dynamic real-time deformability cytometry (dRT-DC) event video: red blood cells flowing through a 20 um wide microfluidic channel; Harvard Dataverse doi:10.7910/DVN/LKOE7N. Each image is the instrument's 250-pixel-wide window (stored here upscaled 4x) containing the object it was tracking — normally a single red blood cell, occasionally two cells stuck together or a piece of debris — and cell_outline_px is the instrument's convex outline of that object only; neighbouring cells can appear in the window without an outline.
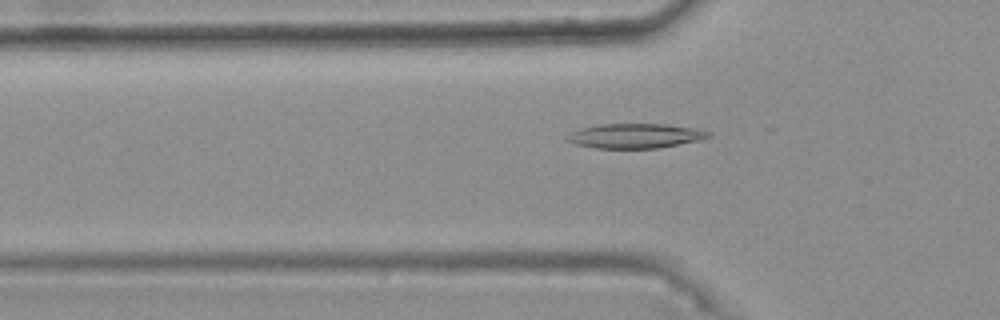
{"species": "common noctule bat (a hibernating species)", "species_latin": "Nyctalus noctula", "temperature_condition": "warm", "stored_images_in_passage": 29, "camera_frame_rate_fps": 3000, "um_per_image_px": 0.085, "animal": {"sex": "female", "body_mass_g": 25.1}, "frame": {"image": 1, "passage_image": 18, "time_ms": 5.667, "image_size_px": [1000, 320], "cell_outline_px": [[712, 136], [700, 140], [660, 148], [596, 148], [576, 144], [564, 140], [572, 132], [580, 128], [600, 124], [668, 124], [700, 128], [712, 132]], "centroid_in_image_um": [54.07, 11.54], "position_along_channel_um": 71.7, "area_um2": 20.52}}
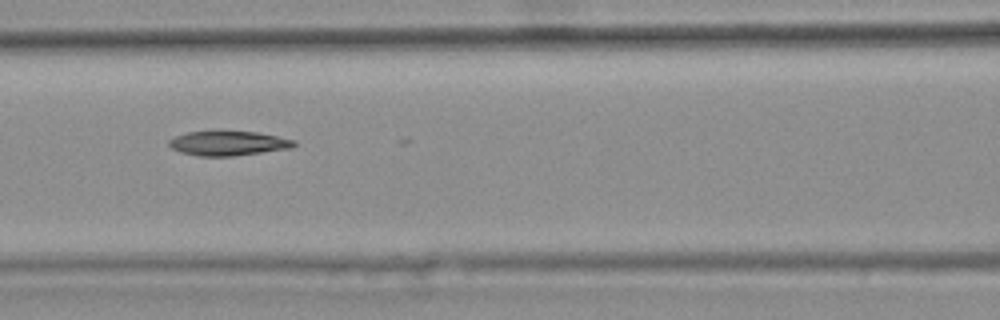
{"frame": {"image": 2, "passage_image": 24, "time_ms": 7.667, "image_size_px": [1000, 320], "cell_outline_px": [[296, 144], [292, 148], [232, 156], [196, 156], [180, 152], [172, 148], [168, 144], [168, 140], [176, 136], [188, 132], [220, 128], [256, 132], [296, 140]], "centroid_in_image_um": [19.36, 12.13], "position_along_channel_um": 147.2, "area_um2": 18.61}}
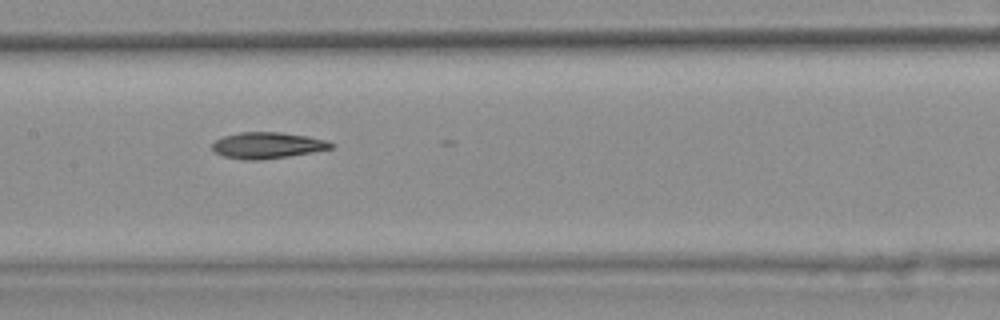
{"frame": {"image": 3, "passage_image": 27, "time_ms": 8.667, "image_size_px": [1000, 320], "cell_outline_px": [[336, 144], [332, 148], [312, 152], [288, 156], [260, 160], [244, 160], [224, 156], [216, 152], [212, 148], [212, 144], [216, 140], [224, 136], [240, 132], [280, 132], [308, 136], [324, 140]], "centroid_in_image_um": [22.73, 12.35], "position_along_channel_um": 184.7, "area_um2": 18.03}}